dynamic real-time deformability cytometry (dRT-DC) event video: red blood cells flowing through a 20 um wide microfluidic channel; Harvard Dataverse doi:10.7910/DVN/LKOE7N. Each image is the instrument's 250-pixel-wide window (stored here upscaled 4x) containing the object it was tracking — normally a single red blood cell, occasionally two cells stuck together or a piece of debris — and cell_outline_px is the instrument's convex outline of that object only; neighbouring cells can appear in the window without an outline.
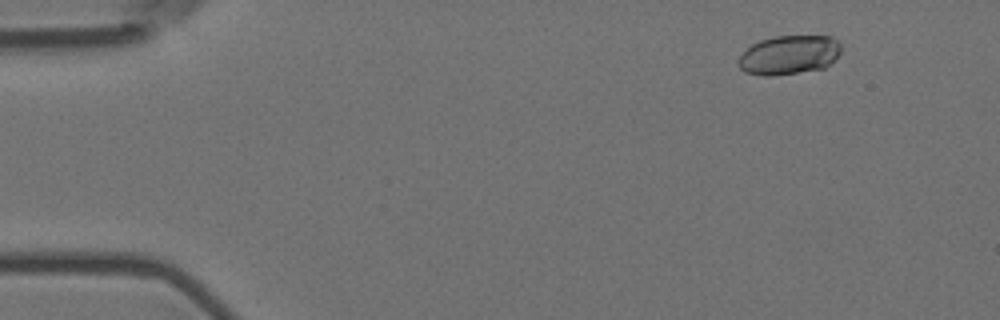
{"species": "Egyptian fruit bat (a non-hibernating species)", "species_latin": "Rousettus aegyptiacus", "temperature_condition": "room temperature", "stored_images_in_passage": 5, "camera_frame_rate_fps": 3000, "um_per_image_px": 0.085, "animal": {"sex": "female"}, "frame": {"image": 1, "passage_image": 2, "time_ms": 0.333, "image_size_px": [1000, 320], "cell_outline_px": [[840, 52], [824, 68], [772, 76], [764, 76], [744, 72], [736, 64], [740, 56], [752, 44], [760, 40], [776, 36], [832, 36], [840, 44]], "centroid_in_image_um": [67.03, 4.67], "position_along_channel_um": 18.0, "area_um2": 23.24}}
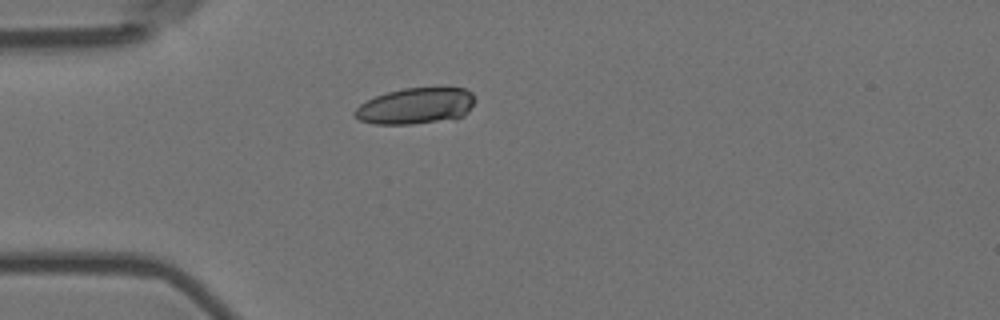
{"frame": {"image": 2, "passage_image": 5, "time_ms": 1.333, "image_size_px": [1000, 320], "cell_outline_px": [[476, 100], [468, 112], [464, 116], [456, 120], [412, 124], [376, 124], [360, 120], [352, 112], [360, 104], [376, 96], [388, 92], [404, 88], [464, 88], [472, 92]], "centroid_in_image_um": [35.4, 9.02], "position_along_channel_um": 49.6, "area_um2": 25.61}}